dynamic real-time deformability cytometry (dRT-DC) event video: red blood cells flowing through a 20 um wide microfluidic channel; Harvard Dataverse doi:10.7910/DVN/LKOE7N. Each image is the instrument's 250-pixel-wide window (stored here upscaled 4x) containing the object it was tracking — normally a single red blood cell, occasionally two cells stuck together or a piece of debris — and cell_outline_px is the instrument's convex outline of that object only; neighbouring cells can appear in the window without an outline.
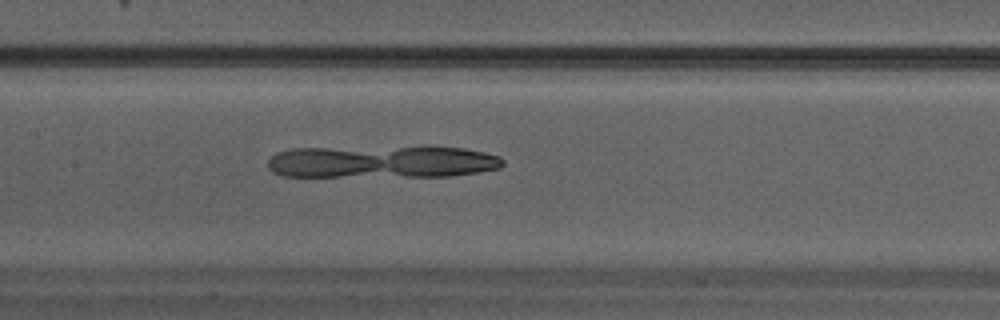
{"species": "Egyptian fruit bat (a non-hibernating species)", "species_latin": "Rousettus aegyptiacus", "temperature_condition": "warm", "stored_images_in_passage": 30, "camera_frame_rate_fps": 3000, "um_per_image_px": 0.085, "animal": {"sex": "male"}, "frame": {"image": 1, "passage_image": 13, "time_ms": 4.0, "image_size_px": [1000, 320], "cell_outline_px": [[504, 164], [500, 168], [480, 172], [448, 176], [284, 176], [272, 172], [268, 168], [268, 160], [276, 152], [292, 148], [464, 148], [484, 152], [500, 156], [504, 160]], "centroid_in_image_um": [32.46, 13.77], "position_along_channel_um": 174.9, "area_um2": 43.81}}